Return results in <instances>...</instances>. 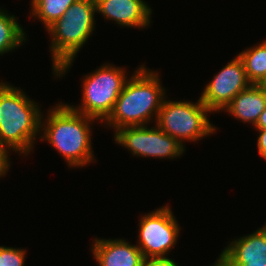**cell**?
Instances as JSON below:
<instances>
[{
	"label": "cell",
	"mask_w": 266,
	"mask_h": 266,
	"mask_svg": "<svg viewBox=\"0 0 266 266\" xmlns=\"http://www.w3.org/2000/svg\"><path fill=\"white\" fill-rule=\"evenodd\" d=\"M114 140L129 149L133 156L176 158L183 154L185 146L166 134L157 125L125 126L115 131Z\"/></svg>",
	"instance_id": "obj_8"
},
{
	"label": "cell",
	"mask_w": 266,
	"mask_h": 266,
	"mask_svg": "<svg viewBox=\"0 0 266 266\" xmlns=\"http://www.w3.org/2000/svg\"><path fill=\"white\" fill-rule=\"evenodd\" d=\"M99 266H143L145 258L137 246L122 239H95L91 248Z\"/></svg>",
	"instance_id": "obj_12"
},
{
	"label": "cell",
	"mask_w": 266,
	"mask_h": 266,
	"mask_svg": "<svg viewBox=\"0 0 266 266\" xmlns=\"http://www.w3.org/2000/svg\"><path fill=\"white\" fill-rule=\"evenodd\" d=\"M212 266H266V264H213Z\"/></svg>",
	"instance_id": "obj_22"
},
{
	"label": "cell",
	"mask_w": 266,
	"mask_h": 266,
	"mask_svg": "<svg viewBox=\"0 0 266 266\" xmlns=\"http://www.w3.org/2000/svg\"><path fill=\"white\" fill-rule=\"evenodd\" d=\"M96 12L114 20L120 26L144 28L149 26L152 9L143 0H95Z\"/></svg>",
	"instance_id": "obj_11"
},
{
	"label": "cell",
	"mask_w": 266,
	"mask_h": 266,
	"mask_svg": "<svg viewBox=\"0 0 266 266\" xmlns=\"http://www.w3.org/2000/svg\"><path fill=\"white\" fill-rule=\"evenodd\" d=\"M77 0H32V16L43 22L46 29L60 19Z\"/></svg>",
	"instance_id": "obj_16"
},
{
	"label": "cell",
	"mask_w": 266,
	"mask_h": 266,
	"mask_svg": "<svg viewBox=\"0 0 266 266\" xmlns=\"http://www.w3.org/2000/svg\"><path fill=\"white\" fill-rule=\"evenodd\" d=\"M264 91L266 92V78L260 83Z\"/></svg>",
	"instance_id": "obj_23"
},
{
	"label": "cell",
	"mask_w": 266,
	"mask_h": 266,
	"mask_svg": "<svg viewBox=\"0 0 266 266\" xmlns=\"http://www.w3.org/2000/svg\"><path fill=\"white\" fill-rule=\"evenodd\" d=\"M250 84L243 61L237 55L206 85L200 99L211 112L223 111Z\"/></svg>",
	"instance_id": "obj_9"
},
{
	"label": "cell",
	"mask_w": 266,
	"mask_h": 266,
	"mask_svg": "<svg viewBox=\"0 0 266 266\" xmlns=\"http://www.w3.org/2000/svg\"><path fill=\"white\" fill-rule=\"evenodd\" d=\"M266 108V92L260 84H250L239 92L223 109L233 117L256 125L260 114Z\"/></svg>",
	"instance_id": "obj_13"
},
{
	"label": "cell",
	"mask_w": 266,
	"mask_h": 266,
	"mask_svg": "<svg viewBox=\"0 0 266 266\" xmlns=\"http://www.w3.org/2000/svg\"><path fill=\"white\" fill-rule=\"evenodd\" d=\"M95 12V0H77L60 19L47 28L52 38L50 51L55 76L61 77L65 74L76 54L93 33Z\"/></svg>",
	"instance_id": "obj_4"
},
{
	"label": "cell",
	"mask_w": 266,
	"mask_h": 266,
	"mask_svg": "<svg viewBox=\"0 0 266 266\" xmlns=\"http://www.w3.org/2000/svg\"><path fill=\"white\" fill-rule=\"evenodd\" d=\"M20 25L14 15L0 9V55L13 51L26 41Z\"/></svg>",
	"instance_id": "obj_15"
},
{
	"label": "cell",
	"mask_w": 266,
	"mask_h": 266,
	"mask_svg": "<svg viewBox=\"0 0 266 266\" xmlns=\"http://www.w3.org/2000/svg\"><path fill=\"white\" fill-rule=\"evenodd\" d=\"M238 56L243 61L248 81L251 84H260L266 78V40L244 50Z\"/></svg>",
	"instance_id": "obj_14"
},
{
	"label": "cell",
	"mask_w": 266,
	"mask_h": 266,
	"mask_svg": "<svg viewBox=\"0 0 266 266\" xmlns=\"http://www.w3.org/2000/svg\"><path fill=\"white\" fill-rule=\"evenodd\" d=\"M143 266H178L174 260L168 257L145 259Z\"/></svg>",
	"instance_id": "obj_18"
},
{
	"label": "cell",
	"mask_w": 266,
	"mask_h": 266,
	"mask_svg": "<svg viewBox=\"0 0 266 266\" xmlns=\"http://www.w3.org/2000/svg\"><path fill=\"white\" fill-rule=\"evenodd\" d=\"M24 249L0 246V266H24Z\"/></svg>",
	"instance_id": "obj_17"
},
{
	"label": "cell",
	"mask_w": 266,
	"mask_h": 266,
	"mask_svg": "<svg viewBox=\"0 0 266 266\" xmlns=\"http://www.w3.org/2000/svg\"><path fill=\"white\" fill-rule=\"evenodd\" d=\"M164 99L165 89L158 73L141 65L126 81L111 114L104 122L106 126L108 124L118 130L125 126L148 124L154 114L156 121Z\"/></svg>",
	"instance_id": "obj_3"
},
{
	"label": "cell",
	"mask_w": 266,
	"mask_h": 266,
	"mask_svg": "<svg viewBox=\"0 0 266 266\" xmlns=\"http://www.w3.org/2000/svg\"><path fill=\"white\" fill-rule=\"evenodd\" d=\"M49 110L47 119L41 118V128L44 126L41 139L50 143L69 167H83L91 163L94 155L90 125L95 119L62 102Z\"/></svg>",
	"instance_id": "obj_2"
},
{
	"label": "cell",
	"mask_w": 266,
	"mask_h": 266,
	"mask_svg": "<svg viewBox=\"0 0 266 266\" xmlns=\"http://www.w3.org/2000/svg\"><path fill=\"white\" fill-rule=\"evenodd\" d=\"M256 129H266V108L265 110L260 114L259 119L254 126Z\"/></svg>",
	"instance_id": "obj_21"
},
{
	"label": "cell",
	"mask_w": 266,
	"mask_h": 266,
	"mask_svg": "<svg viewBox=\"0 0 266 266\" xmlns=\"http://www.w3.org/2000/svg\"><path fill=\"white\" fill-rule=\"evenodd\" d=\"M138 244L145 259L166 257L177 242L180 226L169 206L141 217Z\"/></svg>",
	"instance_id": "obj_7"
},
{
	"label": "cell",
	"mask_w": 266,
	"mask_h": 266,
	"mask_svg": "<svg viewBox=\"0 0 266 266\" xmlns=\"http://www.w3.org/2000/svg\"><path fill=\"white\" fill-rule=\"evenodd\" d=\"M207 113L211 111L200 98L196 103L164 99L155 125L183 145L185 140L194 142L216 131Z\"/></svg>",
	"instance_id": "obj_6"
},
{
	"label": "cell",
	"mask_w": 266,
	"mask_h": 266,
	"mask_svg": "<svg viewBox=\"0 0 266 266\" xmlns=\"http://www.w3.org/2000/svg\"><path fill=\"white\" fill-rule=\"evenodd\" d=\"M127 80L125 69L103 64L83 79L81 106H69L81 114L104 122L111 114Z\"/></svg>",
	"instance_id": "obj_5"
},
{
	"label": "cell",
	"mask_w": 266,
	"mask_h": 266,
	"mask_svg": "<svg viewBox=\"0 0 266 266\" xmlns=\"http://www.w3.org/2000/svg\"><path fill=\"white\" fill-rule=\"evenodd\" d=\"M259 131L257 139L258 153L266 160V129H256Z\"/></svg>",
	"instance_id": "obj_19"
},
{
	"label": "cell",
	"mask_w": 266,
	"mask_h": 266,
	"mask_svg": "<svg viewBox=\"0 0 266 266\" xmlns=\"http://www.w3.org/2000/svg\"><path fill=\"white\" fill-rule=\"evenodd\" d=\"M228 244L214 264H266V223Z\"/></svg>",
	"instance_id": "obj_10"
},
{
	"label": "cell",
	"mask_w": 266,
	"mask_h": 266,
	"mask_svg": "<svg viewBox=\"0 0 266 266\" xmlns=\"http://www.w3.org/2000/svg\"><path fill=\"white\" fill-rule=\"evenodd\" d=\"M40 110L23 90L0 82V147L7 154L11 149L23 155L31 152L41 130Z\"/></svg>",
	"instance_id": "obj_1"
},
{
	"label": "cell",
	"mask_w": 266,
	"mask_h": 266,
	"mask_svg": "<svg viewBox=\"0 0 266 266\" xmlns=\"http://www.w3.org/2000/svg\"><path fill=\"white\" fill-rule=\"evenodd\" d=\"M9 167H10L9 156L0 147V177L4 176L8 172Z\"/></svg>",
	"instance_id": "obj_20"
}]
</instances>
